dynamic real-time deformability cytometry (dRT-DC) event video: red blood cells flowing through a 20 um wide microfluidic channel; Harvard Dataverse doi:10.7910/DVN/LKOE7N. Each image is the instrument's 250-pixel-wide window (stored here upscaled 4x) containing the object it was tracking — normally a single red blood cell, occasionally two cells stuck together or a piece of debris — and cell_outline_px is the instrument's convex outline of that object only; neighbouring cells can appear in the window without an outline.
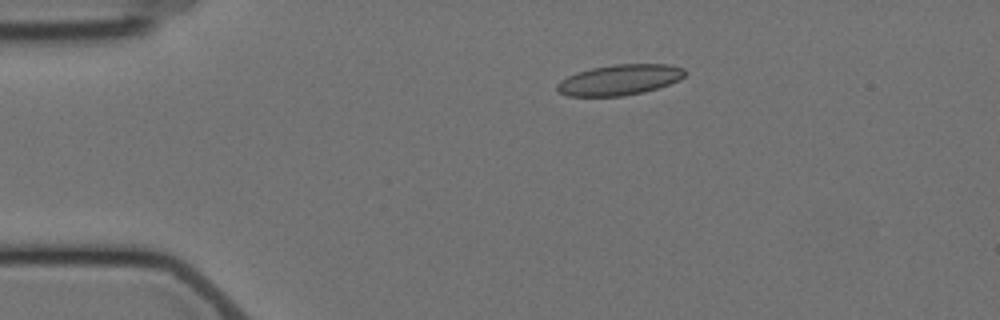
{"species": "Egyptian fruit bat (a non-hibernating species)", "species_latin": "Rousettus aegyptiacus", "temperature_condition": "cold", "stored_images_in_passage": 7, "camera_frame_rate_fps": 3000, "um_per_image_px": 0.085, "animal": {"sex": "female"}, "frame": {"image": 1, "passage_image": 1, "time_ms": 0.0, "image_size_px": [1000, 320], "cell_outline_px": [[688, 72], [680, 80], [644, 92], [624, 96], [568, 96], [556, 92], [556, 84], [560, 80], [576, 72], [592, 68], [612, 64], [668, 64], [684, 68]], "centroid_in_image_um": [52.65, 6.78], "position_along_channel_um": 32.4, "area_um2": 23.0}}
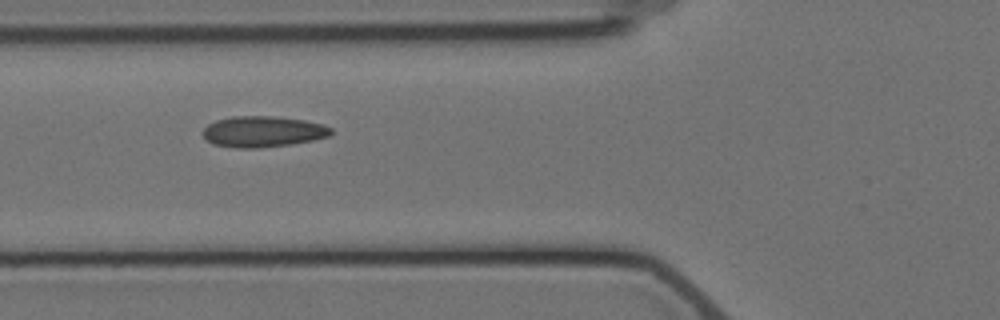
{"frame": {"image": 2, "passage_image": 4, "time_ms": 3.333, "image_size_px": [1000, 320], "cell_outline_px": [[332, 132], [328, 136], [312, 140], [288, 144], [260, 148], [236, 148], [212, 144], [200, 132], [208, 124], [216, 120], [232, 116], [272, 116], [304, 120], [324, 124], [332, 128]], "centroid_in_image_um": [22.31, 11.18], "position_along_channel_um": 103.5, "area_um2": 23.12}}
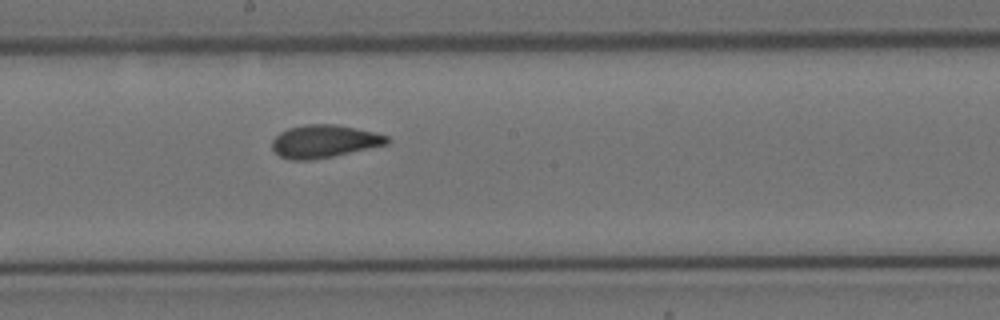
{"frame": {"image": 3, "passage_image": 7, "time_ms": 6.667, "image_size_px": [1000, 320], "cell_outline_px": [[388, 144], [332, 156], [312, 160], [292, 160], [280, 156], [272, 148], [272, 140], [280, 132], [288, 128], [304, 124], [336, 124], [356, 128], [388, 136]], "centroid_in_image_um": [27.52, 12.0], "position_along_channel_um": 220.7, "area_um2": 21.79}}